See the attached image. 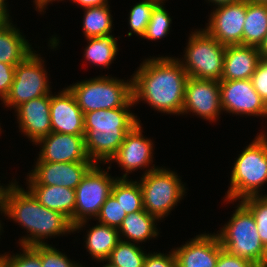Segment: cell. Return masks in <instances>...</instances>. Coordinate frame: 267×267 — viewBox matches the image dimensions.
<instances>
[{
    "instance_id": "1",
    "label": "cell",
    "mask_w": 267,
    "mask_h": 267,
    "mask_svg": "<svg viewBox=\"0 0 267 267\" xmlns=\"http://www.w3.org/2000/svg\"><path fill=\"white\" fill-rule=\"evenodd\" d=\"M176 57L146 58L131 76L132 100L145 101L161 113L181 115L189 78Z\"/></svg>"
},
{
    "instance_id": "2",
    "label": "cell",
    "mask_w": 267,
    "mask_h": 267,
    "mask_svg": "<svg viewBox=\"0 0 267 267\" xmlns=\"http://www.w3.org/2000/svg\"><path fill=\"white\" fill-rule=\"evenodd\" d=\"M129 109H100L84 114L85 150L94 164L109 163L126 134L140 122Z\"/></svg>"
},
{
    "instance_id": "3",
    "label": "cell",
    "mask_w": 267,
    "mask_h": 267,
    "mask_svg": "<svg viewBox=\"0 0 267 267\" xmlns=\"http://www.w3.org/2000/svg\"><path fill=\"white\" fill-rule=\"evenodd\" d=\"M258 134L232 166L230 187L224 201L236 202L263 195L260 189L267 182V133L261 131Z\"/></svg>"
},
{
    "instance_id": "4",
    "label": "cell",
    "mask_w": 267,
    "mask_h": 267,
    "mask_svg": "<svg viewBox=\"0 0 267 267\" xmlns=\"http://www.w3.org/2000/svg\"><path fill=\"white\" fill-rule=\"evenodd\" d=\"M82 112L133 107L132 79L98 76L68 86Z\"/></svg>"
},
{
    "instance_id": "5",
    "label": "cell",
    "mask_w": 267,
    "mask_h": 267,
    "mask_svg": "<svg viewBox=\"0 0 267 267\" xmlns=\"http://www.w3.org/2000/svg\"><path fill=\"white\" fill-rule=\"evenodd\" d=\"M138 180L142 190L144 210L162 220L182 201L185 195V184L175 171L156 166L144 171Z\"/></svg>"
},
{
    "instance_id": "6",
    "label": "cell",
    "mask_w": 267,
    "mask_h": 267,
    "mask_svg": "<svg viewBox=\"0 0 267 267\" xmlns=\"http://www.w3.org/2000/svg\"><path fill=\"white\" fill-rule=\"evenodd\" d=\"M227 224L217 232L222 249L261 266L265 251L251 211L241 202Z\"/></svg>"
},
{
    "instance_id": "7",
    "label": "cell",
    "mask_w": 267,
    "mask_h": 267,
    "mask_svg": "<svg viewBox=\"0 0 267 267\" xmlns=\"http://www.w3.org/2000/svg\"><path fill=\"white\" fill-rule=\"evenodd\" d=\"M184 49V59H178L189 77L221 81L226 46L205 29L191 32Z\"/></svg>"
},
{
    "instance_id": "8",
    "label": "cell",
    "mask_w": 267,
    "mask_h": 267,
    "mask_svg": "<svg viewBox=\"0 0 267 267\" xmlns=\"http://www.w3.org/2000/svg\"><path fill=\"white\" fill-rule=\"evenodd\" d=\"M94 164L85 176L82 178L80 184L75 188L76 202H75V225L73 226V233L81 230L87 225L91 218L96 219L101 206L106 199L111 195V189L116 181L114 178Z\"/></svg>"
},
{
    "instance_id": "9",
    "label": "cell",
    "mask_w": 267,
    "mask_h": 267,
    "mask_svg": "<svg viewBox=\"0 0 267 267\" xmlns=\"http://www.w3.org/2000/svg\"><path fill=\"white\" fill-rule=\"evenodd\" d=\"M32 52L22 63L15 66L13 83L2 101L5 107L14 110L34 98L51 94L48 73L40 54Z\"/></svg>"
},
{
    "instance_id": "10",
    "label": "cell",
    "mask_w": 267,
    "mask_h": 267,
    "mask_svg": "<svg viewBox=\"0 0 267 267\" xmlns=\"http://www.w3.org/2000/svg\"><path fill=\"white\" fill-rule=\"evenodd\" d=\"M222 110L232 115L267 117V104L256 92L251 79L219 82Z\"/></svg>"
},
{
    "instance_id": "11",
    "label": "cell",
    "mask_w": 267,
    "mask_h": 267,
    "mask_svg": "<svg viewBox=\"0 0 267 267\" xmlns=\"http://www.w3.org/2000/svg\"><path fill=\"white\" fill-rule=\"evenodd\" d=\"M223 112L220 99L219 82L189 77L184 93L182 113H194L209 122L218 120Z\"/></svg>"
},
{
    "instance_id": "12",
    "label": "cell",
    "mask_w": 267,
    "mask_h": 267,
    "mask_svg": "<svg viewBox=\"0 0 267 267\" xmlns=\"http://www.w3.org/2000/svg\"><path fill=\"white\" fill-rule=\"evenodd\" d=\"M246 10L247 0L214 7L204 29L224 46L242 45Z\"/></svg>"
},
{
    "instance_id": "13",
    "label": "cell",
    "mask_w": 267,
    "mask_h": 267,
    "mask_svg": "<svg viewBox=\"0 0 267 267\" xmlns=\"http://www.w3.org/2000/svg\"><path fill=\"white\" fill-rule=\"evenodd\" d=\"M94 165L93 162H35L27 175L28 186H63L74 189Z\"/></svg>"
},
{
    "instance_id": "14",
    "label": "cell",
    "mask_w": 267,
    "mask_h": 267,
    "mask_svg": "<svg viewBox=\"0 0 267 267\" xmlns=\"http://www.w3.org/2000/svg\"><path fill=\"white\" fill-rule=\"evenodd\" d=\"M142 124L139 122L125 136L117 153L110 160L114 161L125 171L119 179H128V174L138 169L148 168L154 161L153 142L150 138L143 137Z\"/></svg>"
},
{
    "instance_id": "15",
    "label": "cell",
    "mask_w": 267,
    "mask_h": 267,
    "mask_svg": "<svg viewBox=\"0 0 267 267\" xmlns=\"http://www.w3.org/2000/svg\"><path fill=\"white\" fill-rule=\"evenodd\" d=\"M35 144L40 146L36 162H92L85 150L84 136L51 132Z\"/></svg>"
},
{
    "instance_id": "16",
    "label": "cell",
    "mask_w": 267,
    "mask_h": 267,
    "mask_svg": "<svg viewBox=\"0 0 267 267\" xmlns=\"http://www.w3.org/2000/svg\"><path fill=\"white\" fill-rule=\"evenodd\" d=\"M50 120L52 132L85 136L84 113L68 87L50 94Z\"/></svg>"
},
{
    "instance_id": "17",
    "label": "cell",
    "mask_w": 267,
    "mask_h": 267,
    "mask_svg": "<svg viewBox=\"0 0 267 267\" xmlns=\"http://www.w3.org/2000/svg\"><path fill=\"white\" fill-rule=\"evenodd\" d=\"M5 215L21 225L27 233V236L19 239L20 246L35 245V227L37 218V200L26 189L22 188L16 182L7 195Z\"/></svg>"
},
{
    "instance_id": "18",
    "label": "cell",
    "mask_w": 267,
    "mask_h": 267,
    "mask_svg": "<svg viewBox=\"0 0 267 267\" xmlns=\"http://www.w3.org/2000/svg\"><path fill=\"white\" fill-rule=\"evenodd\" d=\"M185 243L172 249L177 267H215L222 250L216 233L196 235Z\"/></svg>"
},
{
    "instance_id": "19",
    "label": "cell",
    "mask_w": 267,
    "mask_h": 267,
    "mask_svg": "<svg viewBox=\"0 0 267 267\" xmlns=\"http://www.w3.org/2000/svg\"><path fill=\"white\" fill-rule=\"evenodd\" d=\"M19 131L35 144L52 132L50 94L34 98L15 109Z\"/></svg>"
},
{
    "instance_id": "20",
    "label": "cell",
    "mask_w": 267,
    "mask_h": 267,
    "mask_svg": "<svg viewBox=\"0 0 267 267\" xmlns=\"http://www.w3.org/2000/svg\"><path fill=\"white\" fill-rule=\"evenodd\" d=\"M260 60L258 47L241 44L226 46L221 80L251 79Z\"/></svg>"
},
{
    "instance_id": "21",
    "label": "cell",
    "mask_w": 267,
    "mask_h": 267,
    "mask_svg": "<svg viewBox=\"0 0 267 267\" xmlns=\"http://www.w3.org/2000/svg\"><path fill=\"white\" fill-rule=\"evenodd\" d=\"M34 198L48 209L64 214L75 225L76 192L63 186H28Z\"/></svg>"
},
{
    "instance_id": "22",
    "label": "cell",
    "mask_w": 267,
    "mask_h": 267,
    "mask_svg": "<svg viewBox=\"0 0 267 267\" xmlns=\"http://www.w3.org/2000/svg\"><path fill=\"white\" fill-rule=\"evenodd\" d=\"M12 22L9 19L0 27V62L16 66L34 52V49Z\"/></svg>"
},
{
    "instance_id": "23",
    "label": "cell",
    "mask_w": 267,
    "mask_h": 267,
    "mask_svg": "<svg viewBox=\"0 0 267 267\" xmlns=\"http://www.w3.org/2000/svg\"><path fill=\"white\" fill-rule=\"evenodd\" d=\"M157 221L159 219L156 216L145 210L127 214L118 228L119 238L121 241L133 242L134 244L146 242L151 238L154 239L159 235V230L155 225Z\"/></svg>"
},
{
    "instance_id": "24",
    "label": "cell",
    "mask_w": 267,
    "mask_h": 267,
    "mask_svg": "<svg viewBox=\"0 0 267 267\" xmlns=\"http://www.w3.org/2000/svg\"><path fill=\"white\" fill-rule=\"evenodd\" d=\"M73 233V225L64 214L42 206L37 201L35 245H45V239Z\"/></svg>"
},
{
    "instance_id": "25",
    "label": "cell",
    "mask_w": 267,
    "mask_h": 267,
    "mask_svg": "<svg viewBox=\"0 0 267 267\" xmlns=\"http://www.w3.org/2000/svg\"><path fill=\"white\" fill-rule=\"evenodd\" d=\"M85 239V247L91 257L103 264L120 241L117 228L101 223L92 226L87 231Z\"/></svg>"
},
{
    "instance_id": "26",
    "label": "cell",
    "mask_w": 267,
    "mask_h": 267,
    "mask_svg": "<svg viewBox=\"0 0 267 267\" xmlns=\"http://www.w3.org/2000/svg\"><path fill=\"white\" fill-rule=\"evenodd\" d=\"M267 33V4L247 1L242 45L259 47Z\"/></svg>"
},
{
    "instance_id": "27",
    "label": "cell",
    "mask_w": 267,
    "mask_h": 267,
    "mask_svg": "<svg viewBox=\"0 0 267 267\" xmlns=\"http://www.w3.org/2000/svg\"><path fill=\"white\" fill-rule=\"evenodd\" d=\"M114 35L86 38L89 42L84 50V58L92 65L109 68L118 52V39Z\"/></svg>"
},
{
    "instance_id": "28",
    "label": "cell",
    "mask_w": 267,
    "mask_h": 267,
    "mask_svg": "<svg viewBox=\"0 0 267 267\" xmlns=\"http://www.w3.org/2000/svg\"><path fill=\"white\" fill-rule=\"evenodd\" d=\"M111 194L126 214L144 210L142 190L136 180L117 178L112 186Z\"/></svg>"
},
{
    "instance_id": "29",
    "label": "cell",
    "mask_w": 267,
    "mask_h": 267,
    "mask_svg": "<svg viewBox=\"0 0 267 267\" xmlns=\"http://www.w3.org/2000/svg\"><path fill=\"white\" fill-rule=\"evenodd\" d=\"M84 10L82 29L86 38L101 37L112 33L113 20L109 5Z\"/></svg>"
},
{
    "instance_id": "30",
    "label": "cell",
    "mask_w": 267,
    "mask_h": 267,
    "mask_svg": "<svg viewBox=\"0 0 267 267\" xmlns=\"http://www.w3.org/2000/svg\"><path fill=\"white\" fill-rule=\"evenodd\" d=\"M144 252L138 244L120 240L106 261L118 267H143L147 255Z\"/></svg>"
},
{
    "instance_id": "31",
    "label": "cell",
    "mask_w": 267,
    "mask_h": 267,
    "mask_svg": "<svg viewBox=\"0 0 267 267\" xmlns=\"http://www.w3.org/2000/svg\"><path fill=\"white\" fill-rule=\"evenodd\" d=\"M165 0H161L153 9L148 26L142 38L160 40L170 33L172 22L168 11L164 7Z\"/></svg>"
},
{
    "instance_id": "32",
    "label": "cell",
    "mask_w": 267,
    "mask_h": 267,
    "mask_svg": "<svg viewBox=\"0 0 267 267\" xmlns=\"http://www.w3.org/2000/svg\"><path fill=\"white\" fill-rule=\"evenodd\" d=\"M161 0H143L142 2L136 3L129 12V24L130 32H128V37L132 36V33L137 36L142 37L146 31L149 20L151 18V13L154 7Z\"/></svg>"
},
{
    "instance_id": "33",
    "label": "cell",
    "mask_w": 267,
    "mask_h": 267,
    "mask_svg": "<svg viewBox=\"0 0 267 267\" xmlns=\"http://www.w3.org/2000/svg\"><path fill=\"white\" fill-rule=\"evenodd\" d=\"M241 202L251 211L256 221L257 232L264 246L267 244V196H250Z\"/></svg>"
},
{
    "instance_id": "34",
    "label": "cell",
    "mask_w": 267,
    "mask_h": 267,
    "mask_svg": "<svg viewBox=\"0 0 267 267\" xmlns=\"http://www.w3.org/2000/svg\"><path fill=\"white\" fill-rule=\"evenodd\" d=\"M20 248L19 254H0V267H42L40 255L31 246Z\"/></svg>"
},
{
    "instance_id": "35",
    "label": "cell",
    "mask_w": 267,
    "mask_h": 267,
    "mask_svg": "<svg viewBox=\"0 0 267 267\" xmlns=\"http://www.w3.org/2000/svg\"><path fill=\"white\" fill-rule=\"evenodd\" d=\"M31 247L40 255L42 267H83L82 264L68 259L65 253L53 248L52 245H34Z\"/></svg>"
},
{
    "instance_id": "36",
    "label": "cell",
    "mask_w": 267,
    "mask_h": 267,
    "mask_svg": "<svg viewBox=\"0 0 267 267\" xmlns=\"http://www.w3.org/2000/svg\"><path fill=\"white\" fill-rule=\"evenodd\" d=\"M126 215L121 205L111 194L101 206L96 220L98 223L118 229Z\"/></svg>"
},
{
    "instance_id": "37",
    "label": "cell",
    "mask_w": 267,
    "mask_h": 267,
    "mask_svg": "<svg viewBox=\"0 0 267 267\" xmlns=\"http://www.w3.org/2000/svg\"><path fill=\"white\" fill-rule=\"evenodd\" d=\"M251 80L254 89L267 104V59L261 58Z\"/></svg>"
},
{
    "instance_id": "38",
    "label": "cell",
    "mask_w": 267,
    "mask_h": 267,
    "mask_svg": "<svg viewBox=\"0 0 267 267\" xmlns=\"http://www.w3.org/2000/svg\"><path fill=\"white\" fill-rule=\"evenodd\" d=\"M143 267H177L173 250L169 254L149 252L144 259Z\"/></svg>"
},
{
    "instance_id": "39",
    "label": "cell",
    "mask_w": 267,
    "mask_h": 267,
    "mask_svg": "<svg viewBox=\"0 0 267 267\" xmlns=\"http://www.w3.org/2000/svg\"><path fill=\"white\" fill-rule=\"evenodd\" d=\"M215 267H259L250 260L242 257H238L228 253L222 249L219 252V256Z\"/></svg>"
},
{
    "instance_id": "40",
    "label": "cell",
    "mask_w": 267,
    "mask_h": 267,
    "mask_svg": "<svg viewBox=\"0 0 267 267\" xmlns=\"http://www.w3.org/2000/svg\"><path fill=\"white\" fill-rule=\"evenodd\" d=\"M15 66L0 62V100L8 95L13 83Z\"/></svg>"
},
{
    "instance_id": "41",
    "label": "cell",
    "mask_w": 267,
    "mask_h": 267,
    "mask_svg": "<svg viewBox=\"0 0 267 267\" xmlns=\"http://www.w3.org/2000/svg\"><path fill=\"white\" fill-rule=\"evenodd\" d=\"M15 181V182H14ZM13 182L9 181V184H7V186H3L0 183V213L4 214L5 216V212H6V203H7V195L10 191V189L13 187V185L17 182L16 180H14Z\"/></svg>"
},
{
    "instance_id": "42",
    "label": "cell",
    "mask_w": 267,
    "mask_h": 267,
    "mask_svg": "<svg viewBox=\"0 0 267 267\" xmlns=\"http://www.w3.org/2000/svg\"><path fill=\"white\" fill-rule=\"evenodd\" d=\"M73 3L80 5L81 8L100 7L108 5V0H71Z\"/></svg>"
},
{
    "instance_id": "43",
    "label": "cell",
    "mask_w": 267,
    "mask_h": 267,
    "mask_svg": "<svg viewBox=\"0 0 267 267\" xmlns=\"http://www.w3.org/2000/svg\"><path fill=\"white\" fill-rule=\"evenodd\" d=\"M53 1H56V0H34V4L36 5L35 6L36 7L35 10L40 12V13L44 12V10L47 7L48 3H52Z\"/></svg>"
},
{
    "instance_id": "44",
    "label": "cell",
    "mask_w": 267,
    "mask_h": 267,
    "mask_svg": "<svg viewBox=\"0 0 267 267\" xmlns=\"http://www.w3.org/2000/svg\"><path fill=\"white\" fill-rule=\"evenodd\" d=\"M258 51H259L260 57L262 59H267V33H266V35L264 37V40L259 45Z\"/></svg>"
},
{
    "instance_id": "45",
    "label": "cell",
    "mask_w": 267,
    "mask_h": 267,
    "mask_svg": "<svg viewBox=\"0 0 267 267\" xmlns=\"http://www.w3.org/2000/svg\"><path fill=\"white\" fill-rule=\"evenodd\" d=\"M209 1L213 3V5H215V7L220 6V5H224V4H230V3H236V2H240L243 0H207V2Z\"/></svg>"
},
{
    "instance_id": "46",
    "label": "cell",
    "mask_w": 267,
    "mask_h": 267,
    "mask_svg": "<svg viewBox=\"0 0 267 267\" xmlns=\"http://www.w3.org/2000/svg\"><path fill=\"white\" fill-rule=\"evenodd\" d=\"M10 17L0 8V27H2Z\"/></svg>"
},
{
    "instance_id": "47",
    "label": "cell",
    "mask_w": 267,
    "mask_h": 267,
    "mask_svg": "<svg viewBox=\"0 0 267 267\" xmlns=\"http://www.w3.org/2000/svg\"><path fill=\"white\" fill-rule=\"evenodd\" d=\"M7 0H0V8L10 17L9 15V9L8 6L6 5L8 2H6Z\"/></svg>"
},
{
    "instance_id": "48",
    "label": "cell",
    "mask_w": 267,
    "mask_h": 267,
    "mask_svg": "<svg viewBox=\"0 0 267 267\" xmlns=\"http://www.w3.org/2000/svg\"><path fill=\"white\" fill-rule=\"evenodd\" d=\"M260 267H267V244L265 245L263 261Z\"/></svg>"
},
{
    "instance_id": "49",
    "label": "cell",
    "mask_w": 267,
    "mask_h": 267,
    "mask_svg": "<svg viewBox=\"0 0 267 267\" xmlns=\"http://www.w3.org/2000/svg\"><path fill=\"white\" fill-rule=\"evenodd\" d=\"M247 1L256 3V4H267V0H247Z\"/></svg>"
},
{
    "instance_id": "50",
    "label": "cell",
    "mask_w": 267,
    "mask_h": 267,
    "mask_svg": "<svg viewBox=\"0 0 267 267\" xmlns=\"http://www.w3.org/2000/svg\"><path fill=\"white\" fill-rule=\"evenodd\" d=\"M103 267H118V266H115L112 263H110L109 261H107V263L104 264Z\"/></svg>"
},
{
    "instance_id": "51",
    "label": "cell",
    "mask_w": 267,
    "mask_h": 267,
    "mask_svg": "<svg viewBox=\"0 0 267 267\" xmlns=\"http://www.w3.org/2000/svg\"><path fill=\"white\" fill-rule=\"evenodd\" d=\"M2 223H1V221H0V235H1V232L3 231L2 229H3V227H2V225H1ZM2 228V229H1Z\"/></svg>"
}]
</instances>
